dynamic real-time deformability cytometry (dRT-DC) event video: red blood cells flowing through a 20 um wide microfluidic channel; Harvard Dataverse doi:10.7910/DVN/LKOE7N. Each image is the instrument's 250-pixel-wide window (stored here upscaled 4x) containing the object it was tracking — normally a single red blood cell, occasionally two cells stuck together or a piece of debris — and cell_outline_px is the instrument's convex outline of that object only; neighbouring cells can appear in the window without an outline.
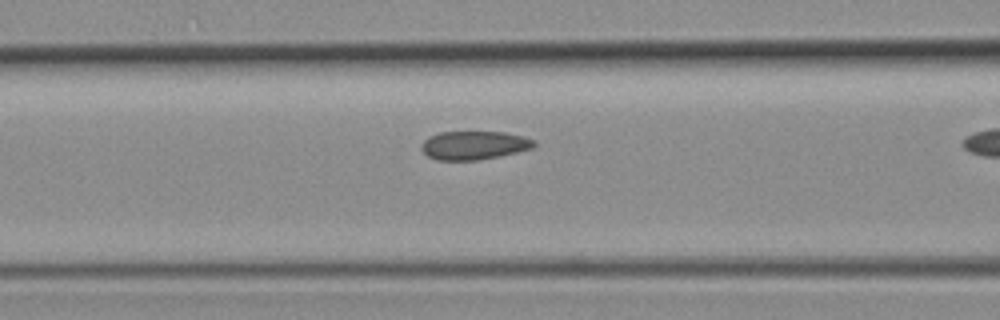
{"species": "common noctule bat (a hibernating species)", "species_latin": "Nyctalus noctula", "temperature_condition": "room temperature", "stored_images_in_passage": 15, "camera_frame_rate_fps": 3000, "um_per_image_px": 0.085, "animal": {"sex": "female", "body_mass_g": 19.3, "forearm_length_mm": 54.1}, "frame": {"image": 1, "passage_image": 9, "time_ms": 2.667, "image_size_px": [1000, 320], "cell_outline_px": [[536, 144], [532, 148], [500, 156], [476, 160], [436, 160], [428, 156], [420, 148], [420, 144], [428, 136], [440, 132], [504, 132], [520, 136], [532, 140]], "centroid_in_image_um": [40.22, 12.35], "position_along_channel_um": 126.4, "area_um2": 18.61}}
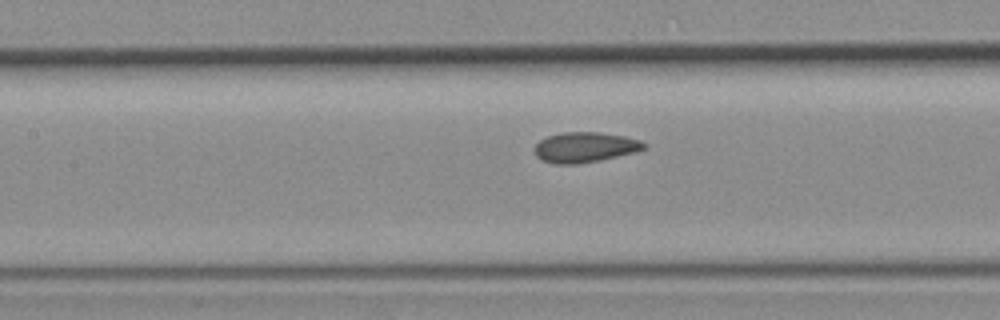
{"frame": {"image": 2, "passage_image": 11, "time_ms": 3.333, "image_size_px": [1000, 320], "cell_outline_px": [[648, 144], [644, 148], [636, 152], [600, 160], [576, 164], [556, 164], [540, 160], [536, 156], [536, 144], [540, 140], [548, 136], [560, 132], [600, 132], [624, 136], [640, 140]], "centroid_in_image_um": [49.73, 12.51], "position_along_channel_um": 157.7, "area_um2": 19.31}}